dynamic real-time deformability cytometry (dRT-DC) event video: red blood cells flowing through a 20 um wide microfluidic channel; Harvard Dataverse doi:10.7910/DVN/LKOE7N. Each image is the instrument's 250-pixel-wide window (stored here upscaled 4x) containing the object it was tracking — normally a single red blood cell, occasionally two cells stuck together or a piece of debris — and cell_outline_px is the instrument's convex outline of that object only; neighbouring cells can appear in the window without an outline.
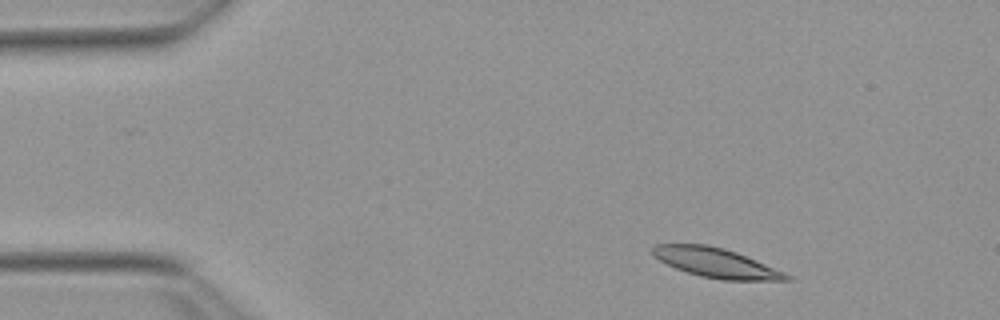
{"species": "Egyptian fruit bat (a non-hibernating species)", "species_latin": "Rousettus aegyptiacus", "temperature_condition": "warm", "stored_images_in_passage": 47, "camera_frame_rate_fps": 3000, "um_per_image_px": 0.085, "animal": {"sex": "female"}, "frame": {"image": 1, "passage_image": 1, "time_ms": 0.0, "image_size_px": [1000, 320], "cell_outline_px": [[792, 280], [720, 280], [700, 276], [676, 268], [652, 256], [652, 248], [656, 244], [708, 244], [724, 248], [736, 252], [784, 272], [792, 276]], "centroid_in_image_um": [60.85, 22.33], "position_along_channel_um": 24.2, "area_um2": 22.83}}
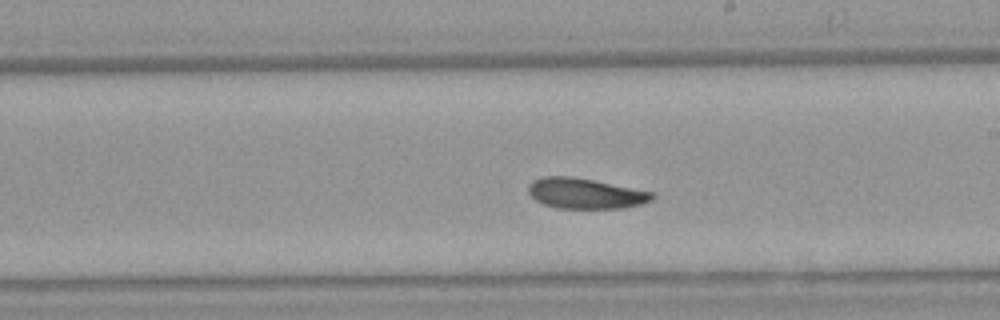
{"frame": {"image": 2, "passage_image": 24, "time_ms": 7.667, "image_size_px": [1000, 320], "cell_outline_px": [[656, 196], [652, 200], [640, 204], [624, 208], [556, 208], [544, 204], [536, 200], [528, 192], [528, 184], [532, 180], [540, 176], [572, 176], [652, 192]], "centroid_in_image_um": [49.71, 16.44], "position_along_channel_um": 239.3, "area_um2": 21.91}}
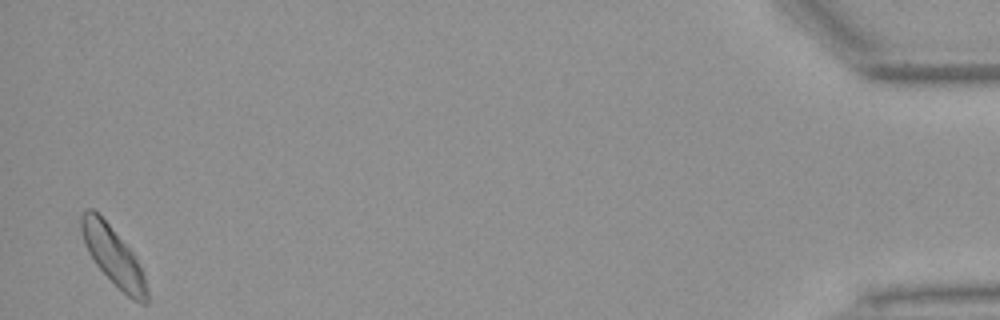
{"frame": {"image": 3, "passage_image": 46, "time_ms": 15.0, "image_size_px": [1000, 320], "cell_outline_px": [[148, 304], [140, 304], [132, 300], [96, 264], [88, 252], [84, 244], [80, 228], [80, 216], [88, 208], [92, 208], [108, 224], [132, 252], [144, 276], [148, 288]], "centroid_in_image_um": [9.62, 21.78], "position_along_channel_um": 425.6, "area_um2": 21.73}, "authors_computed_cell_mechanics": {"area_um2": 22.4264, "velocity_mm_per_s": 3.7832, "shape_relaxation_time_tau1_ms": 3.4329, "shape_relaxation_time_tau2_ms": null, "deformation_change_tau1": 0.1378, "deformation_change_tau2": null}}